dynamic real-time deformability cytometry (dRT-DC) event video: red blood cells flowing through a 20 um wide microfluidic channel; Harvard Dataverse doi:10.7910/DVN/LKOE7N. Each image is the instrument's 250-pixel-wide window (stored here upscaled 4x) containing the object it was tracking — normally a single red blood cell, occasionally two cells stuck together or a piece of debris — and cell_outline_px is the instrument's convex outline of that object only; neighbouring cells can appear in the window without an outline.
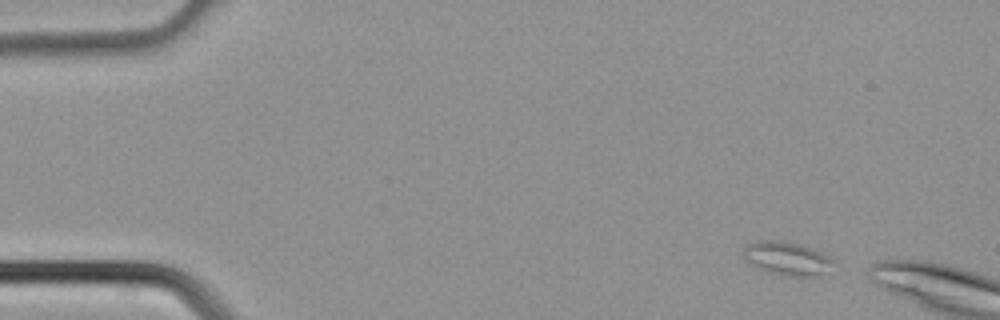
{"species": "common noctule bat (a hibernating species)", "species_latin": "Nyctalus noctula", "temperature_condition": "cold", "stored_images_in_passage": 4, "camera_frame_rate_fps": 3000, "um_per_image_px": 0.085, "animal": {"sex": "male", "body_mass_g": 21.5, "forearm_length_mm": 52.0}, "frame": {"image": 1, "passage_image": 1, "time_ms": 0.0, "image_size_px": [1000, 320], "cell_outline_px": [[836, 260], [820, 276], [780, 276], [756, 268], [744, 260], [744, 248], [748, 244], [756, 240], [784, 240], [800, 244], [812, 248]], "centroid_in_image_um": [66.86, 21.96], "position_along_channel_um": 18.1, "area_um2": 17.8}}